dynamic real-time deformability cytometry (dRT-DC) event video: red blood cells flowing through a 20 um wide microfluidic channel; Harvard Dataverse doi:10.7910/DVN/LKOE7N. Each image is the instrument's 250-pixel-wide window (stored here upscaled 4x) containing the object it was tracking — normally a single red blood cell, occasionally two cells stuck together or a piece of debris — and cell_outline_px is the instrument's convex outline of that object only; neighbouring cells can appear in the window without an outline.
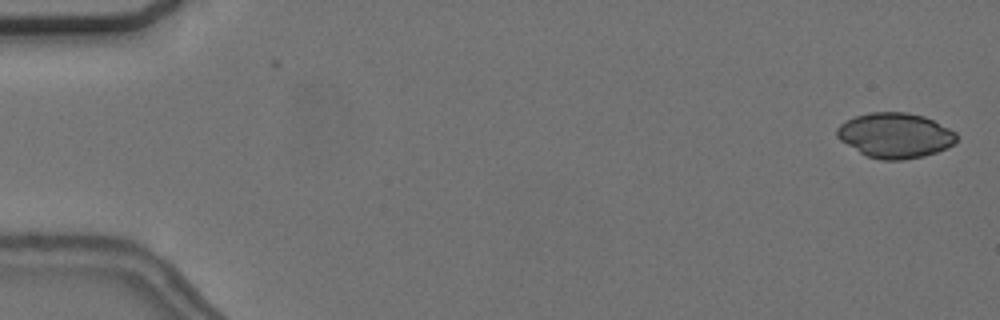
{"species": "common noctule bat (a hibernating species)", "species_latin": "Nyctalus noctula", "temperature_condition": "cold", "stored_images_in_passage": 15, "camera_frame_rate_fps": 3000, "um_per_image_px": 0.085, "animal": {"sex": "female", "body_mass_g": 24.6, "forearm_length_mm": 56.2}, "frame": {"image": 1, "passage_image": 1, "time_ms": 0.0, "image_size_px": [1000, 320], "cell_outline_px": [[956, 140], [948, 148], [924, 156], [904, 160], [880, 160], [868, 156], [860, 152], [840, 140], [836, 136], [836, 128], [840, 124], [856, 116], [868, 112], [904, 112], [924, 116], [956, 132]], "centroid_in_image_um": [76.08, 11.51], "position_along_channel_um": 8.9, "area_um2": 31.27}}